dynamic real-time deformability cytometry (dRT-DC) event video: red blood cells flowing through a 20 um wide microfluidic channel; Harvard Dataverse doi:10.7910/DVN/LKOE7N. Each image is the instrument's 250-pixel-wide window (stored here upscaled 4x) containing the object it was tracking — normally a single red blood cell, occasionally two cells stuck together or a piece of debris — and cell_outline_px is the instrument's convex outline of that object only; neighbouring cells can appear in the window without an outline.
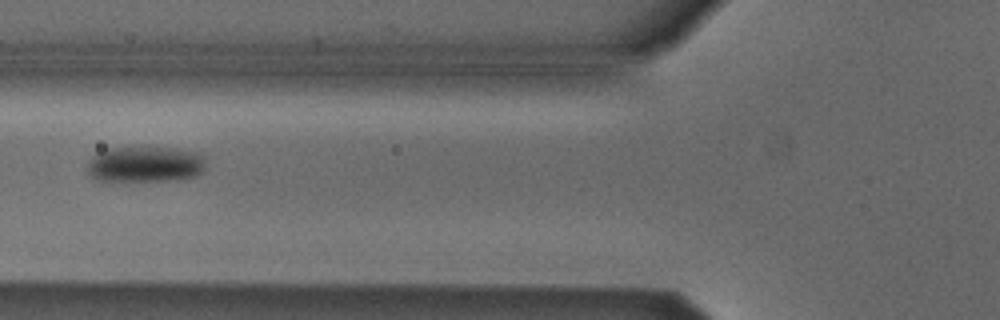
{"species": "Egyptian fruit bat (a non-hibernating species)", "species_latin": "Rousettus aegyptiacus", "temperature_condition": "cold", "stored_images_in_passage": 2, "camera_frame_rate_fps": 3000, "um_per_image_px": 0.085, "animal": {"sex": "male"}, "frame": {"image": 1, "passage_image": 2, "time_ms": 0.333, "image_size_px": [1000, 320], "cell_outline_px": [[204, 168], [196, 176], [176, 180], [96, 180], [88, 172], [88, 160], [96, 152], [108, 148], [176, 148], [196, 152], [204, 156]], "centroid_in_image_um": [12.33, 13.95], "position_along_channel_um": 113.5, "area_um2": 24.57}}